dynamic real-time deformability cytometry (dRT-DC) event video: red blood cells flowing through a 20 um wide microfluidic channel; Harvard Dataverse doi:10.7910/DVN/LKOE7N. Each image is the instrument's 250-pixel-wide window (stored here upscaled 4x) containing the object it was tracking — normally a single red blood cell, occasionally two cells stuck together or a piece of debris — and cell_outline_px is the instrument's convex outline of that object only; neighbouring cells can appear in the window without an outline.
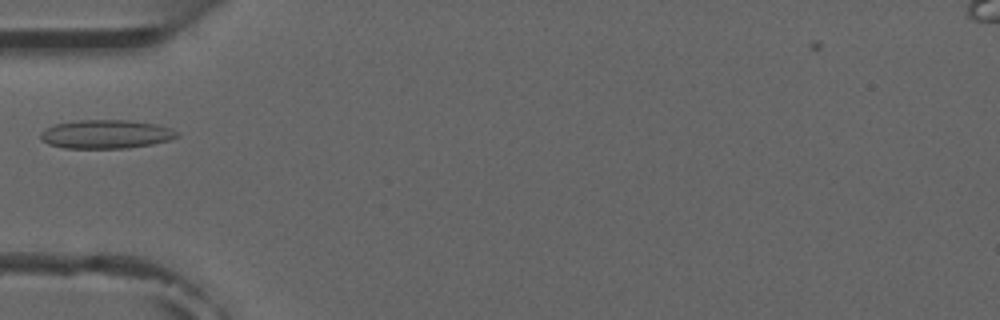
{"species": "common noctule bat (a hibernating species)", "species_latin": "Nyctalus noctula", "temperature_condition": "room temperature", "stored_images_in_passage": 3, "camera_frame_rate_fps": 3000, "um_per_image_px": 0.085, "animal": {"sex": "male", "forearm_length_mm": 52.5}, "frame": {"image": 1, "passage_image": 3, "time_ms": 2.0, "image_size_px": [1000, 320], "cell_outline_px": [[180, 136], [168, 140], [152, 144], [128, 148], [64, 148], [48, 144], [40, 136], [40, 132], [44, 128], [56, 124], [76, 120], [128, 120], [156, 124], [180, 132]], "centroid_in_image_um": [9.01, 11.4], "position_along_channel_um": 76.0, "area_um2": 22.83}}